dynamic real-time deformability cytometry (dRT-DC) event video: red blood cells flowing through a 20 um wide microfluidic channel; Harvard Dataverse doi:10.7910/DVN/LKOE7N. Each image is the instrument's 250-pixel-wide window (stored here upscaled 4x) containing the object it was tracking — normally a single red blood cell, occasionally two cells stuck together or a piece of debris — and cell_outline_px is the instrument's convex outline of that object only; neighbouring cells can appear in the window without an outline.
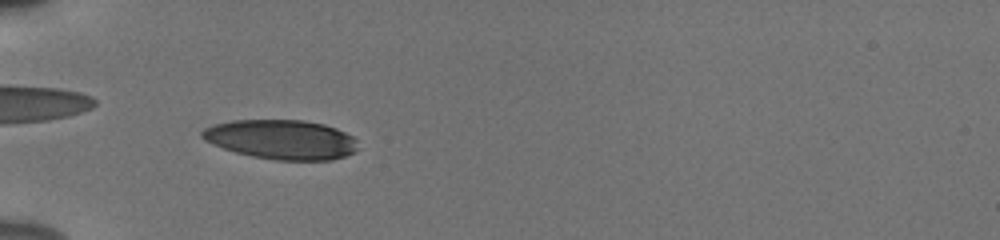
{"species": "human", "species_latin": "Homo sapiens", "temperature_condition": "cold", "stored_images_in_passage": 41, "camera_frame_rate_fps": 3000, "um_per_image_px": 0.085, "donor": {"sex": "male"}, "frame": {"image": 1, "passage_image": 6, "time_ms": 1.667, "image_size_px": [1000, 240], "cell_outline_px": [[360, 148], [356, 152], [332, 160], [276, 160], [252, 156], [236, 152], [212, 144], [204, 140], [200, 136], [200, 132], [204, 128], [212, 124], [232, 120], [304, 120], [324, 124], [336, 128], [352, 136], [356, 140]], "centroid_in_image_um": [23.92, 11.85], "position_along_channel_um": 61.1, "area_um2": 36.13}}
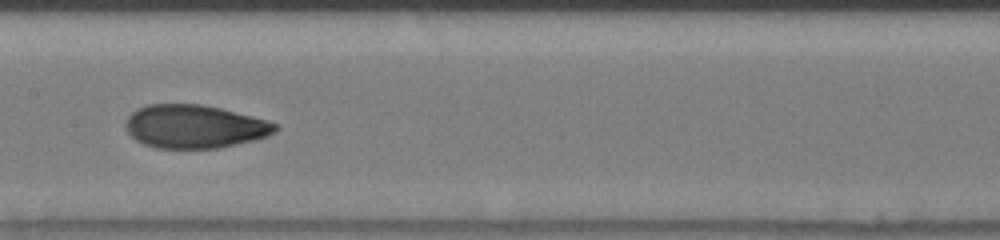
{"frame": {"image": 2, "passage_image": 17, "time_ms": 5.333, "image_size_px": [1000, 240], "cell_outline_px": [[280, 128], [276, 132], [268, 136], [220, 148], [156, 148], [144, 144], [136, 140], [128, 132], [124, 124], [128, 116], [136, 108], [148, 104], [200, 104], [220, 108], [268, 120], [280, 124]], "centroid_in_image_um": [16.55, 10.75], "position_along_channel_um": 190.8, "area_um2": 37.97}}
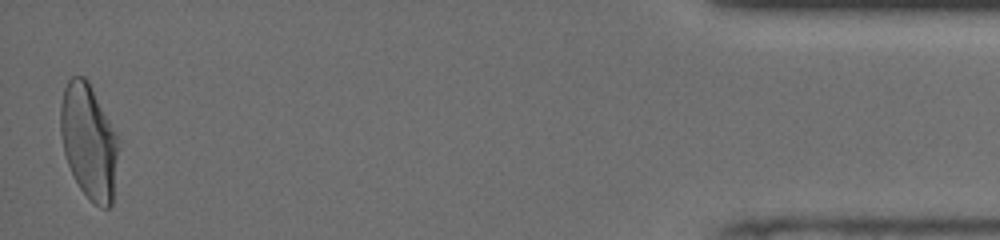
{"frame": {"image": 3, "passage_image": 41, "time_ms": 13.333, "image_size_px": [1000, 240], "cell_outline_px": [[120, 140], [112, 204], [108, 208], [100, 208], [80, 188], [68, 164], [64, 152], [60, 132], [60, 104], [64, 88], [68, 80], [72, 76], [84, 76], [88, 80], [116, 132]], "centroid_in_image_um": [7.56, 11.99], "position_along_channel_um": 427.6, "area_um2": 38.78}, "authors_computed_cell_mechanics": {"area_um2": 37.3388, "velocity_mm_per_s": 3.8647, "shape_relaxation_time_tau1_ms": 5.2009, "shape_relaxation_time_tau2_ms": 1.2228, "deformation_change_tau1": 0.1973, "deformation_change_tau2": 0.0626}}